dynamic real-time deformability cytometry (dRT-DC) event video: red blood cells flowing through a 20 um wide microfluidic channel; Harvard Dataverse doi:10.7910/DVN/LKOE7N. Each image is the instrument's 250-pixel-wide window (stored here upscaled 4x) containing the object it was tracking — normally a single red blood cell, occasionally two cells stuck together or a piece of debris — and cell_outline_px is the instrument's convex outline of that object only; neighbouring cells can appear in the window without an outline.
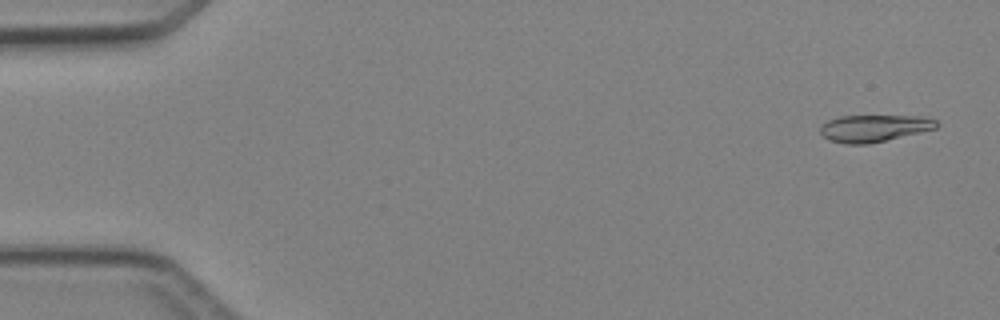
{"species": "Egyptian fruit bat (a non-hibernating species)", "species_latin": "Rousettus aegyptiacus", "temperature_condition": "cold", "stored_images_in_passage": 4, "camera_frame_rate_fps": 3000, "um_per_image_px": 0.085, "animal": {"sex": "female"}, "frame": {"image": 1, "passage_image": 1, "time_ms": 0.0, "image_size_px": [1000, 320], "cell_outline_px": [[940, 124], [936, 128], [920, 132], [868, 144], [844, 144], [828, 140], [820, 132], [820, 128], [828, 120], [840, 116], [920, 116], [936, 120]], "centroid_in_image_um": [74.29, 10.9], "position_along_channel_um": 10.7, "area_um2": 18.15}}
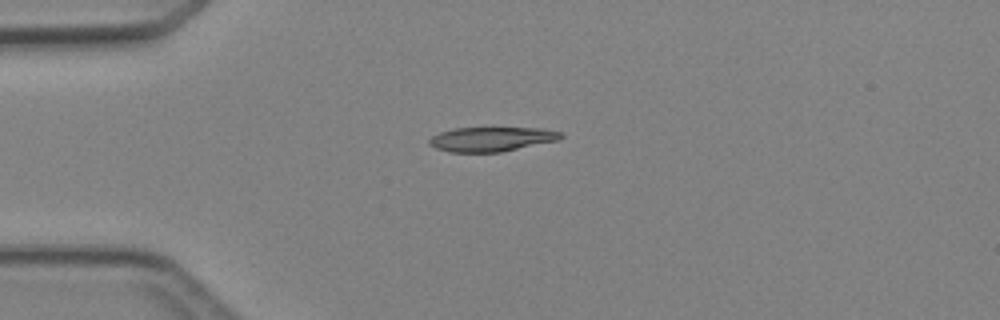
{"frame": {"image": 2, "passage_image": 4, "time_ms": 3.333, "image_size_px": [1000, 320], "cell_outline_px": [[564, 136], [560, 140], [500, 152], [448, 152], [436, 148], [428, 144], [428, 140], [432, 136], [440, 132], [456, 128], [544, 128], [564, 132]], "centroid_in_image_um": [41.82, 11.82], "position_along_channel_um": 43.2, "area_um2": 18.9}}